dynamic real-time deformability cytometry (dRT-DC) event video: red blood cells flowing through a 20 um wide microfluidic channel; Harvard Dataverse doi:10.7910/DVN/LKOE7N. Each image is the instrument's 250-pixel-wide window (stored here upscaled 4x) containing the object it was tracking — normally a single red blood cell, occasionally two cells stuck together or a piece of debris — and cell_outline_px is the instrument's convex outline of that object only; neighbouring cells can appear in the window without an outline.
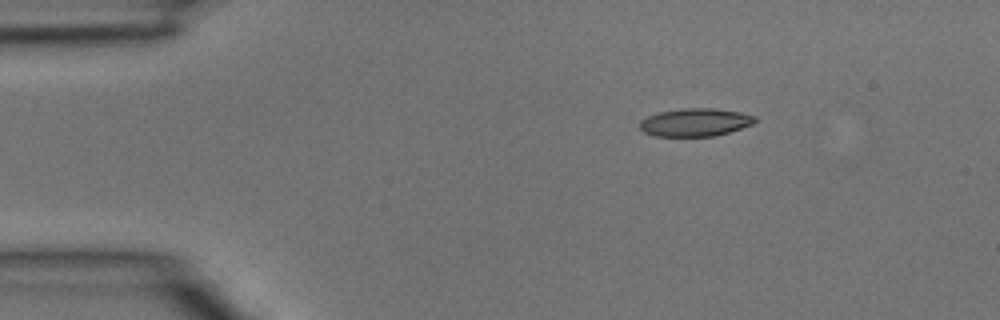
{"species": "common noctule bat (a hibernating species)", "species_latin": "Nyctalus noctula", "temperature_condition": "room temperature", "stored_images_in_passage": 4, "camera_frame_rate_fps": 3000, "um_per_image_px": 0.085, "animal": {"sex": "male", "body_mass_g": 15.6}, "frame": {"image": 1, "passage_image": 2, "time_ms": 0.333, "image_size_px": [1000, 320], "cell_outline_px": [[756, 120], [752, 124], [728, 132], [712, 136], [656, 136], [644, 132], [640, 128], [640, 120], [648, 116], [660, 112], [684, 108], [712, 108], [740, 112], [756, 116]], "centroid_in_image_um": [59.08, 10.39], "position_along_channel_um": 25.9, "area_um2": 18.55}}
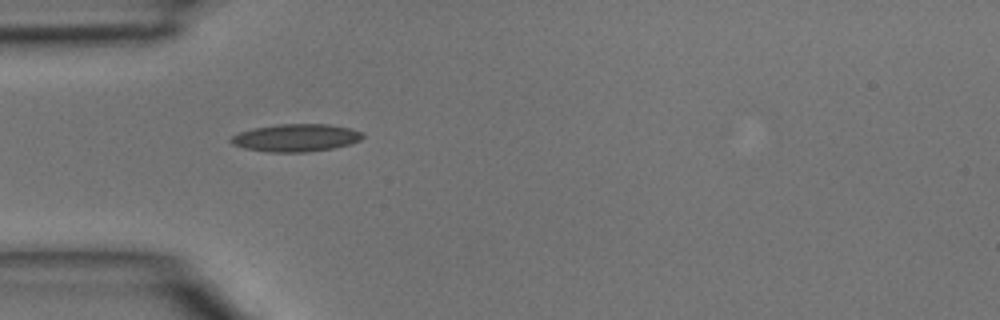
{"frame": {"image": 2, "passage_image": 3, "time_ms": 0.667, "image_size_px": [1000, 320], "cell_outline_px": [[364, 136], [360, 140], [352, 144], [332, 148], [304, 152], [268, 152], [244, 148], [232, 144], [228, 140], [232, 136], [240, 132], [252, 128], [280, 124], [328, 124], [348, 128], [360, 132]], "centroid_in_image_um": [25.12, 11.71], "position_along_channel_um": 59.9, "area_um2": 21.1}}